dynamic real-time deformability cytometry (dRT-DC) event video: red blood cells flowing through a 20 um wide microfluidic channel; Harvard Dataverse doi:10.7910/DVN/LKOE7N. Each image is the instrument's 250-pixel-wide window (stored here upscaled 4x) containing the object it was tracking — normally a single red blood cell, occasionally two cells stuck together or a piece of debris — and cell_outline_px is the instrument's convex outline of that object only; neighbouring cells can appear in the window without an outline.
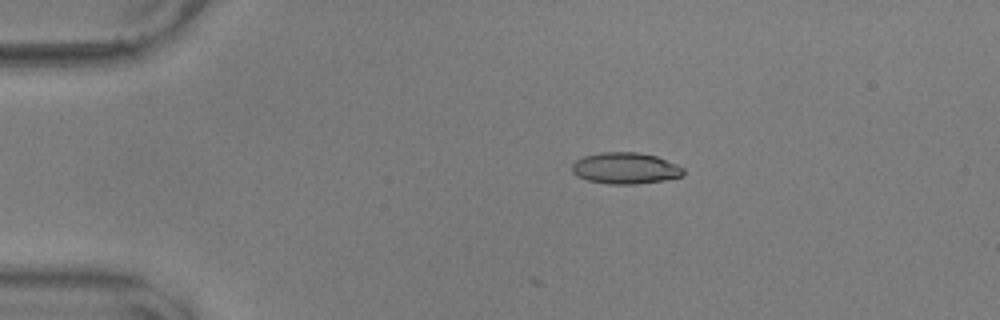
{"species": "common noctule bat (a hibernating species)", "species_latin": "Nyctalus noctula", "temperature_condition": "warm", "stored_images_in_passage": 12, "camera_frame_rate_fps": 3000, "um_per_image_px": 0.085, "animal": {"sex": "male", "body_mass_g": 17.9, "forearm_length_mm": 54.2}, "frame": {"image": 1, "passage_image": 12, "time_ms": 3.667, "image_size_px": [1000, 320], "cell_outline_px": [[684, 176], [664, 180], [636, 184], [608, 184], [588, 180], [576, 176], [572, 172], [572, 164], [576, 160], [584, 156], [600, 152], [640, 152], [656, 156], [676, 164], [684, 168]], "centroid_in_image_um": [53.16, 14.3], "position_along_channel_um": 31.8, "area_um2": 20.46}}